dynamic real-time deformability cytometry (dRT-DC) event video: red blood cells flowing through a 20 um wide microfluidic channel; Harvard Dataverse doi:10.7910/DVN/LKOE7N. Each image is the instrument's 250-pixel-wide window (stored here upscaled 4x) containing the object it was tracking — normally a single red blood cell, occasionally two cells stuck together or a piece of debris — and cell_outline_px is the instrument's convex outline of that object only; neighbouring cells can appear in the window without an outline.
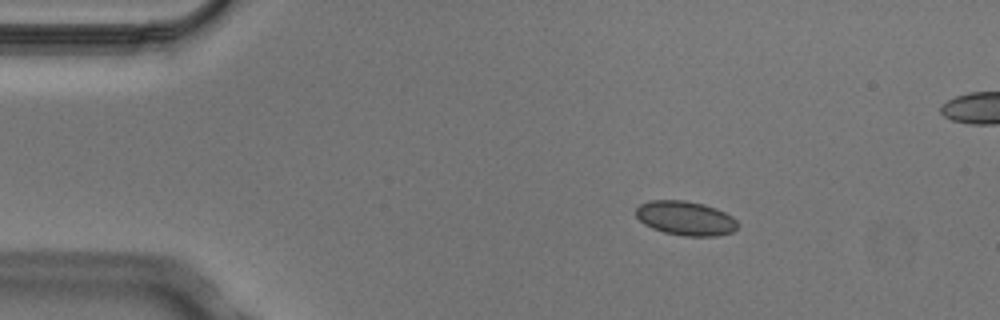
{"species": "Egyptian fruit bat (a non-hibernating species)", "species_latin": "Rousettus aegyptiacus", "temperature_condition": "cold", "stored_images_in_passage": 3, "camera_frame_rate_fps": 3000, "um_per_image_px": 0.085, "animal": {"sex": "male"}, "frame": {"image": 1, "passage_image": 1, "time_ms": 0.0, "image_size_px": [1000, 320], "cell_outline_px": [[736, 228], [732, 232], [716, 236], [684, 236], [664, 232], [652, 228], [644, 224], [636, 216], [636, 208], [640, 204], [652, 200], [684, 200], [704, 204], [716, 208], [732, 216], [736, 220]], "centroid_in_image_um": [58.26, 18.54], "position_along_channel_um": 26.7, "area_um2": 20.23}}